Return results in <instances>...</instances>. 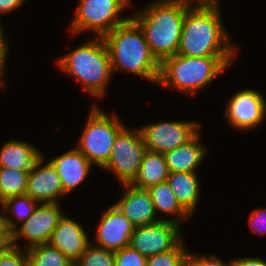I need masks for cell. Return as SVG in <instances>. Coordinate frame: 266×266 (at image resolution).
I'll return each instance as SVG.
<instances>
[{
    "instance_id": "1",
    "label": "cell",
    "mask_w": 266,
    "mask_h": 266,
    "mask_svg": "<svg viewBox=\"0 0 266 266\" xmlns=\"http://www.w3.org/2000/svg\"><path fill=\"white\" fill-rule=\"evenodd\" d=\"M220 7H191L185 15L177 54L191 57H234L237 45L225 31Z\"/></svg>"
},
{
    "instance_id": "2",
    "label": "cell",
    "mask_w": 266,
    "mask_h": 266,
    "mask_svg": "<svg viewBox=\"0 0 266 266\" xmlns=\"http://www.w3.org/2000/svg\"><path fill=\"white\" fill-rule=\"evenodd\" d=\"M190 8L181 0H157L131 17L142 29L159 63L177 54L182 25Z\"/></svg>"
},
{
    "instance_id": "3",
    "label": "cell",
    "mask_w": 266,
    "mask_h": 266,
    "mask_svg": "<svg viewBox=\"0 0 266 266\" xmlns=\"http://www.w3.org/2000/svg\"><path fill=\"white\" fill-rule=\"evenodd\" d=\"M103 38L110 54L112 73L123 70L158 82L160 63L151 53L142 29L131 17Z\"/></svg>"
},
{
    "instance_id": "4",
    "label": "cell",
    "mask_w": 266,
    "mask_h": 266,
    "mask_svg": "<svg viewBox=\"0 0 266 266\" xmlns=\"http://www.w3.org/2000/svg\"><path fill=\"white\" fill-rule=\"evenodd\" d=\"M234 57H191L175 54L160 63L157 84L194 94L231 64Z\"/></svg>"
},
{
    "instance_id": "5",
    "label": "cell",
    "mask_w": 266,
    "mask_h": 266,
    "mask_svg": "<svg viewBox=\"0 0 266 266\" xmlns=\"http://www.w3.org/2000/svg\"><path fill=\"white\" fill-rule=\"evenodd\" d=\"M64 72L76 77L84 89L95 97H102L112 76L110 54L103 37L83 43L57 61Z\"/></svg>"
},
{
    "instance_id": "6",
    "label": "cell",
    "mask_w": 266,
    "mask_h": 266,
    "mask_svg": "<svg viewBox=\"0 0 266 266\" xmlns=\"http://www.w3.org/2000/svg\"><path fill=\"white\" fill-rule=\"evenodd\" d=\"M126 126L93 105L77 148L91 162L102 168L108 161L117 135Z\"/></svg>"
},
{
    "instance_id": "7",
    "label": "cell",
    "mask_w": 266,
    "mask_h": 266,
    "mask_svg": "<svg viewBox=\"0 0 266 266\" xmlns=\"http://www.w3.org/2000/svg\"><path fill=\"white\" fill-rule=\"evenodd\" d=\"M75 17L69 25L71 35L93 31L96 37H104L128 18L118 17L129 0H80Z\"/></svg>"
},
{
    "instance_id": "8",
    "label": "cell",
    "mask_w": 266,
    "mask_h": 266,
    "mask_svg": "<svg viewBox=\"0 0 266 266\" xmlns=\"http://www.w3.org/2000/svg\"><path fill=\"white\" fill-rule=\"evenodd\" d=\"M60 203H40L35 208L33 214L17 228V221L4 215L5 229L10 233L11 245L18 248V239L25 238V249L46 244L49 242L52 232L63 216L60 210Z\"/></svg>"
},
{
    "instance_id": "9",
    "label": "cell",
    "mask_w": 266,
    "mask_h": 266,
    "mask_svg": "<svg viewBox=\"0 0 266 266\" xmlns=\"http://www.w3.org/2000/svg\"><path fill=\"white\" fill-rule=\"evenodd\" d=\"M147 151L140 129L125 127L116 137L104 170L113 171L120 184H131L136 178L144 153Z\"/></svg>"
},
{
    "instance_id": "10",
    "label": "cell",
    "mask_w": 266,
    "mask_h": 266,
    "mask_svg": "<svg viewBox=\"0 0 266 266\" xmlns=\"http://www.w3.org/2000/svg\"><path fill=\"white\" fill-rule=\"evenodd\" d=\"M198 122L167 121L153 123L140 128L146 149L151 152L165 153L188 143L201 128Z\"/></svg>"
},
{
    "instance_id": "11",
    "label": "cell",
    "mask_w": 266,
    "mask_h": 266,
    "mask_svg": "<svg viewBox=\"0 0 266 266\" xmlns=\"http://www.w3.org/2000/svg\"><path fill=\"white\" fill-rule=\"evenodd\" d=\"M180 232L179 224L163 218L153 224L134 227L129 246L148 258L172 250L182 240Z\"/></svg>"
},
{
    "instance_id": "12",
    "label": "cell",
    "mask_w": 266,
    "mask_h": 266,
    "mask_svg": "<svg viewBox=\"0 0 266 266\" xmlns=\"http://www.w3.org/2000/svg\"><path fill=\"white\" fill-rule=\"evenodd\" d=\"M228 103L225 116L236 129H253L265 119L266 100L255 90L239 91L233 95Z\"/></svg>"
},
{
    "instance_id": "13",
    "label": "cell",
    "mask_w": 266,
    "mask_h": 266,
    "mask_svg": "<svg viewBox=\"0 0 266 266\" xmlns=\"http://www.w3.org/2000/svg\"><path fill=\"white\" fill-rule=\"evenodd\" d=\"M43 156L30 170L26 193L38 203H58V197L65 195L56 168L49 161L43 165Z\"/></svg>"
},
{
    "instance_id": "14",
    "label": "cell",
    "mask_w": 266,
    "mask_h": 266,
    "mask_svg": "<svg viewBox=\"0 0 266 266\" xmlns=\"http://www.w3.org/2000/svg\"><path fill=\"white\" fill-rule=\"evenodd\" d=\"M133 230L134 226L131 222L115 205H112L103 213L98 225L97 246L114 252L118 251L130 245Z\"/></svg>"
},
{
    "instance_id": "15",
    "label": "cell",
    "mask_w": 266,
    "mask_h": 266,
    "mask_svg": "<svg viewBox=\"0 0 266 266\" xmlns=\"http://www.w3.org/2000/svg\"><path fill=\"white\" fill-rule=\"evenodd\" d=\"M126 192L114 205L134 227L156 223L162 218L156 217L154 205L147 189H138L131 184H124ZM128 189V190H127Z\"/></svg>"
},
{
    "instance_id": "16",
    "label": "cell",
    "mask_w": 266,
    "mask_h": 266,
    "mask_svg": "<svg viewBox=\"0 0 266 266\" xmlns=\"http://www.w3.org/2000/svg\"><path fill=\"white\" fill-rule=\"evenodd\" d=\"M48 243L75 263L90 242L84 228L63 214Z\"/></svg>"
},
{
    "instance_id": "17",
    "label": "cell",
    "mask_w": 266,
    "mask_h": 266,
    "mask_svg": "<svg viewBox=\"0 0 266 266\" xmlns=\"http://www.w3.org/2000/svg\"><path fill=\"white\" fill-rule=\"evenodd\" d=\"M61 179L64 194L81 184L91 169L92 163L76 147L50 160Z\"/></svg>"
},
{
    "instance_id": "18",
    "label": "cell",
    "mask_w": 266,
    "mask_h": 266,
    "mask_svg": "<svg viewBox=\"0 0 266 266\" xmlns=\"http://www.w3.org/2000/svg\"><path fill=\"white\" fill-rule=\"evenodd\" d=\"M198 133L188 143L164 153L169 173L196 172L197 166L205 158L206 147L199 143Z\"/></svg>"
},
{
    "instance_id": "19",
    "label": "cell",
    "mask_w": 266,
    "mask_h": 266,
    "mask_svg": "<svg viewBox=\"0 0 266 266\" xmlns=\"http://www.w3.org/2000/svg\"><path fill=\"white\" fill-rule=\"evenodd\" d=\"M42 153L27 142L11 140L0 150V167L16 170H31Z\"/></svg>"
},
{
    "instance_id": "20",
    "label": "cell",
    "mask_w": 266,
    "mask_h": 266,
    "mask_svg": "<svg viewBox=\"0 0 266 266\" xmlns=\"http://www.w3.org/2000/svg\"><path fill=\"white\" fill-rule=\"evenodd\" d=\"M167 182L180 205L192 216L201 193L196 172L169 173Z\"/></svg>"
},
{
    "instance_id": "21",
    "label": "cell",
    "mask_w": 266,
    "mask_h": 266,
    "mask_svg": "<svg viewBox=\"0 0 266 266\" xmlns=\"http://www.w3.org/2000/svg\"><path fill=\"white\" fill-rule=\"evenodd\" d=\"M169 171L163 153L146 151L141 166L132 186L138 189H148L160 182L167 181Z\"/></svg>"
},
{
    "instance_id": "22",
    "label": "cell",
    "mask_w": 266,
    "mask_h": 266,
    "mask_svg": "<svg viewBox=\"0 0 266 266\" xmlns=\"http://www.w3.org/2000/svg\"><path fill=\"white\" fill-rule=\"evenodd\" d=\"M147 191L151 196L155 212L161 211L165 214L176 215L177 219L174 218L171 221L177 224L191 217L180 205L167 181L151 186Z\"/></svg>"
},
{
    "instance_id": "23",
    "label": "cell",
    "mask_w": 266,
    "mask_h": 266,
    "mask_svg": "<svg viewBox=\"0 0 266 266\" xmlns=\"http://www.w3.org/2000/svg\"><path fill=\"white\" fill-rule=\"evenodd\" d=\"M28 266H74L59 249L49 243L27 249Z\"/></svg>"
},
{
    "instance_id": "24",
    "label": "cell",
    "mask_w": 266,
    "mask_h": 266,
    "mask_svg": "<svg viewBox=\"0 0 266 266\" xmlns=\"http://www.w3.org/2000/svg\"><path fill=\"white\" fill-rule=\"evenodd\" d=\"M29 172L0 167V203L9 197L26 193Z\"/></svg>"
},
{
    "instance_id": "25",
    "label": "cell",
    "mask_w": 266,
    "mask_h": 266,
    "mask_svg": "<svg viewBox=\"0 0 266 266\" xmlns=\"http://www.w3.org/2000/svg\"><path fill=\"white\" fill-rule=\"evenodd\" d=\"M2 210L10 211V216H15L19 222L27 220L38 206V202L27 194L12 196L0 203Z\"/></svg>"
},
{
    "instance_id": "26",
    "label": "cell",
    "mask_w": 266,
    "mask_h": 266,
    "mask_svg": "<svg viewBox=\"0 0 266 266\" xmlns=\"http://www.w3.org/2000/svg\"><path fill=\"white\" fill-rule=\"evenodd\" d=\"M114 263V251L89 243L74 266H114Z\"/></svg>"
},
{
    "instance_id": "27",
    "label": "cell",
    "mask_w": 266,
    "mask_h": 266,
    "mask_svg": "<svg viewBox=\"0 0 266 266\" xmlns=\"http://www.w3.org/2000/svg\"><path fill=\"white\" fill-rule=\"evenodd\" d=\"M183 239L170 251L147 258L146 266H186L188 253Z\"/></svg>"
},
{
    "instance_id": "28",
    "label": "cell",
    "mask_w": 266,
    "mask_h": 266,
    "mask_svg": "<svg viewBox=\"0 0 266 266\" xmlns=\"http://www.w3.org/2000/svg\"><path fill=\"white\" fill-rule=\"evenodd\" d=\"M114 266H146L147 258L131 246L114 252Z\"/></svg>"
},
{
    "instance_id": "29",
    "label": "cell",
    "mask_w": 266,
    "mask_h": 266,
    "mask_svg": "<svg viewBox=\"0 0 266 266\" xmlns=\"http://www.w3.org/2000/svg\"><path fill=\"white\" fill-rule=\"evenodd\" d=\"M0 266H28L27 249L22 252L20 247L10 245L0 255Z\"/></svg>"
},
{
    "instance_id": "30",
    "label": "cell",
    "mask_w": 266,
    "mask_h": 266,
    "mask_svg": "<svg viewBox=\"0 0 266 266\" xmlns=\"http://www.w3.org/2000/svg\"><path fill=\"white\" fill-rule=\"evenodd\" d=\"M186 266H234V262L224 263L220 258H217L215 255L205 256H196L191 253H188L186 259Z\"/></svg>"
},
{
    "instance_id": "31",
    "label": "cell",
    "mask_w": 266,
    "mask_h": 266,
    "mask_svg": "<svg viewBox=\"0 0 266 266\" xmlns=\"http://www.w3.org/2000/svg\"><path fill=\"white\" fill-rule=\"evenodd\" d=\"M249 224L254 233H266V208L254 209L249 217Z\"/></svg>"
},
{
    "instance_id": "32",
    "label": "cell",
    "mask_w": 266,
    "mask_h": 266,
    "mask_svg": "<svg viewBox=\"0 0 266 266\" xmlns=\"http://www.w3.org/2000/svg\"><path fill=\"white\" fill-rule=\"evenodd\" d=\"M25 0H0V16L1 14L11 13L15 9L20 8Z\"/></svg>"
},
{
    "instance_id": "33",
    "label": "cell",
    "mask_w": 266,
    "mask_h": 266,
    "mask_svg": "<svg viewBox=\"0 0 266 266\" xmlns=\"http://www.w3.org/2000/svg\"><path fill=\"white\" fill-rule=\"evenodd\" d=\"M2 25L0 23V69L4 72L5 70V61L8 54V45L6 44L4 30L2 29Z\"/></svg>"
},
{
    "instance_id": "34",
    "label": "cell",
    "mask_w": 266,
    "mask_h": 266,
    "mask_svg": "<svg viewBox=\"0 0 266 266\" xmlns=\"http://www.w3.org/2000/svg\"><path fill=\"white\" fill-rule=\"evenodd\" d=\"M234 266H266V260L261 258H239L234 259Z\"/></svg>"
},
{
    "instance_id": "35",
    "label": "cell",
    "mask_w": 266,
    "mask_h": 266,
    "mask_svg": "<svg viewBox=\"0 0 266 266\" xmlns=\"http://www.w3.org/2000/svg\"><path fill=\"white\" fill-rule=\"evenodd\" d=\"M190 7H219V0H181ZM193 3H192V2Z\"/></svg>"
},
{
    "instance_id": "36",
    "label": "cell",
    "mask_w": 266,
    "mask_h": 266,
    "mask_svg": "<svg viewBox=\"0 0 266 266\" xmlns=\"http://www.w3.org/2000/svg\"><path fill=\"white\" fill-rule=\"evenodd\" d=\"M10 245V235H0V253H3Z\"/></svg>"
},
{
    "instance_id": "37",
    "label": "cell",
    "mask_w": 266,
    "mask_h": 266,
    "mask_svg": "<svg viewBox=\"0 0 266 266\" xmlns=\"http://www.w3.org/2000/svg\"><path fill=\"white\" fill-rule=\"evenodd\" d=\"M0 235H10V233L5 229L4 225V215L0 213Z\"/></svg>"
},
{
    "instance_id": "38",
    "label": "cell",
    "mask_w": 266,
    "mask_h": 266,
    "mask_svg": "<svg viewBox=\"0 0 266 266\" xmlns=\"http://www.w3.org/2000/svg\"><path fill=\"white\" fill-rule=\"evenodd\" d=\"M5 72H3L1 69H0V86L3 84V80H2V78H3V74H4Z\"/></svg>"
}]
</instances>
